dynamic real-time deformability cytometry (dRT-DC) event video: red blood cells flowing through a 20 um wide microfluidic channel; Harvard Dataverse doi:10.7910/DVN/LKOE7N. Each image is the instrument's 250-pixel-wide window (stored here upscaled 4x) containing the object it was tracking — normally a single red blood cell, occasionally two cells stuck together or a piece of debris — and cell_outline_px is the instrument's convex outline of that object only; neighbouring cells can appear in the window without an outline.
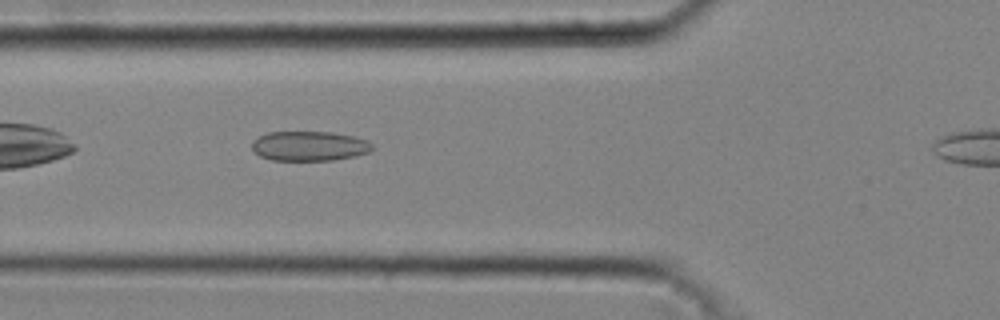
{"species": "common noctule bat (a hibernating species)", "species_latin": "Nyctalus noctula", "temperature_condition": "cold", "stored_images_in_passage": 34, "camera_frame_rate_fps": 3000, "um_per_image_px": 0.085, "animal": {"sex": "male", "body_mass_g": 20.4}, "frame": {"image": 1, "passage_image": 10, "time_ms": 3.0, "image_size_px": [1000, 320], "cell_outline_px": [[372, 148], [368, 152], [352, 156], [332, 160], [272, 160], [260, 156], [252, 148], [252, 140], [268, 132], [332, 132], [352, 136], [368, 140], [372, 144]], "centroid_in_image_um": [26.27, 12.4], "position_along_channel_um": 99.5, "area_um2": 20.63}}
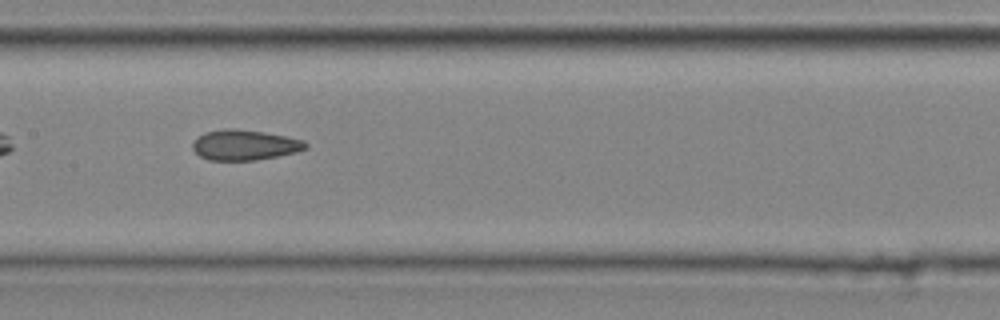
{"frame": {"image": 2, "passage_image": 16, "time_ms": 5.0, "image_size_px": [1000, 320], "cell_outline_px": [[308, 148], [296, 152], [256, 160], [208, 160], [200, 156], [192, 148], [192, 144], [204, 132], [224, 128], [236, 128], [264, 132], [304, 140], [308, 144]], "centroid_in_image_um": [20.8, 12.32], "position_along_channel_um": 186.6, "area_um2": 19.94}}
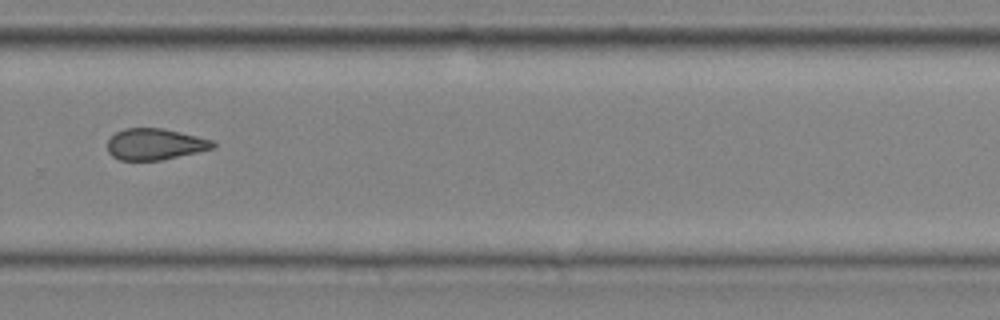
{"frame": {"image": 3, "passage_image": 25, "time_ms": 8.0, "image_size_px": [1000, 320], "cell_outline_px": [[216, 148], [160, 160], [120, 160], [112, 156], [108, 152], [108, 140], [116, 132], [124, 128], [164, 128], [212, 140], [216, 144]], "centroid_in_image_um": [13.17, 12.25], "position_along_channel_um": 316.6, "area_um2": 19.19}, "authors_computed_cell_mechanics": {"area_um2": 19.941, "velocity_mm_per_s": 4.3415, "shape_relaxation_time_tau1_ms": null, "shape_relaxation_time_tau2_ms": 2.3673, "deformation_change_tau1": null, "deformation_change_tau2": 0.1001}}